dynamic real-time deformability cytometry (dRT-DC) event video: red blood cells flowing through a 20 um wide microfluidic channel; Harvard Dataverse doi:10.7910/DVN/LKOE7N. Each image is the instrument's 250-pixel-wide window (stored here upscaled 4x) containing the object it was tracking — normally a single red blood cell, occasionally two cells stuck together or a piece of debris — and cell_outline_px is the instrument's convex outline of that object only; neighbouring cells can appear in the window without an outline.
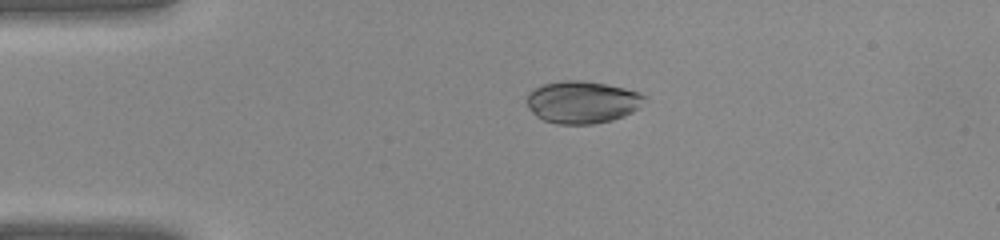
{"species": "common noctule bat (a hibernating species)", "species_latin": "Nyctalus noctula", "temperature_condition": "warm", "stored_images_in_passage": 33, "camera_frame_rate_fps": 3000, "um_per_image_px": 0.085, "animal": {"sex": "female", "body_mass_g": 22.0, "forearm_length_mm": 56.7}, "frame": {"image": 1, "passage_image": 2, "time_ms": 0.333, "image_size_px": [1000, 240], "cell_outline_px": [[644, 96], [636, 108], [632, 112], [624, 116], [612, 120], [592, 124], [556, 124], [544, 120], [536, 116], [528, 108], [524, 100], [528, 92], [544, 84], [564, 80], [580, 80], [604, 84], [624, 88], [640, 92]], "centroid_in_image_um": [49.41, 8.68], "position_along_channel_um": 35.6, "area_um2": 28.84}}
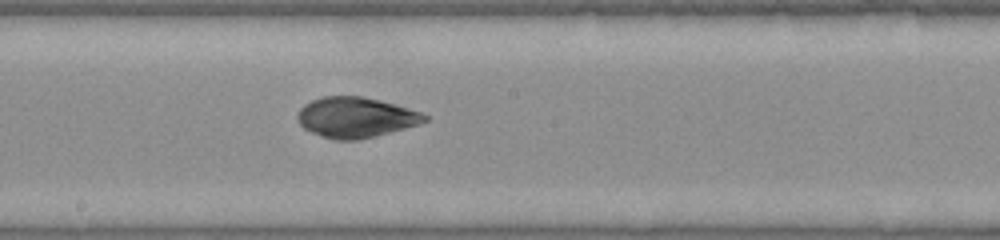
{"frame": {"image": 2, "passage_image": 15, "time_ms": 4.667, "image_size_px": [1000, 240], "cell_outline_px": [[428, 120], [420, 124], [360, 140], [336, 140], [320, 136], [304, 128], [300, 124], [296, 116], [300, 108], [304, 104], [320, 96], [364, 96], [396, 104], [420, 112], [428, 116]], "centroid_in_image_um": [30.23, 9.97], "position_along_channel_um": 218.0, "area_um2": 30.06}}
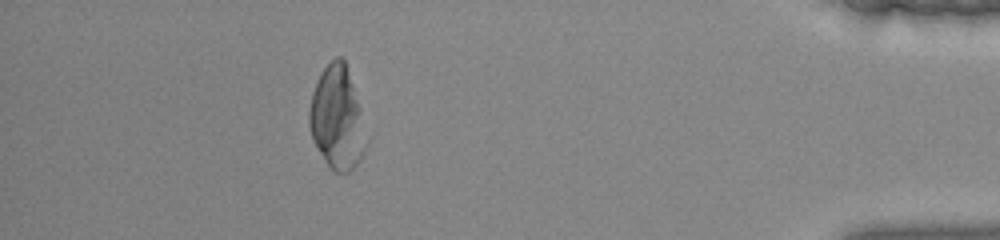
{"frame": {"image": 3, "passage_image": 29, "time_ms": 9.333, "image_size_px": [1000, 240], "cell_outline_px": [[364, 148], [356, 164], [348, 172], [336, 172], [328, 168], [312, 140], [308, 124], [308, 112], [312, 92], [316, 80], [320, 72], [336, 56], [340, 56], [344, 60], [360, 108]], "centroid_in_image_um": [28.56, 10.02], "position_along_channel_um": 406.6, "area_um2": 33.35}}